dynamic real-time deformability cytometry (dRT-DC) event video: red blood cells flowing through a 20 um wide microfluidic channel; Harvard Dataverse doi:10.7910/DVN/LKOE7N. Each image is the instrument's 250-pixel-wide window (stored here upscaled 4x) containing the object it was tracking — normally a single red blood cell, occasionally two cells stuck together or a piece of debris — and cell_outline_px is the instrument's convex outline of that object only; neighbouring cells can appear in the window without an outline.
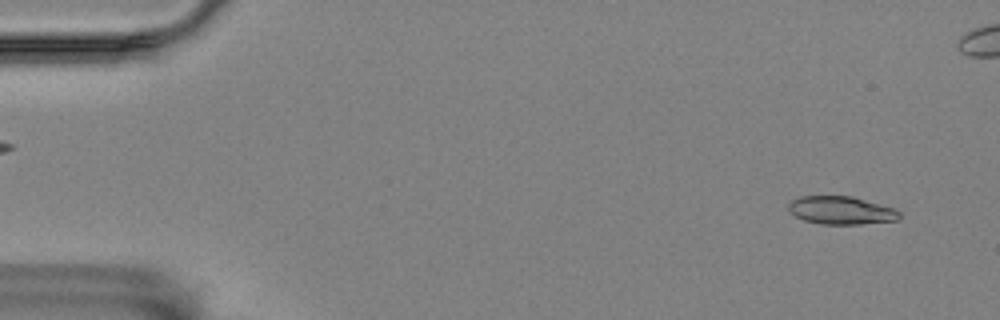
{"species": "Egyptian fruit bat (a non-hibernating species)", "species_latin": "Rousettus aegyptiacus", "temperature_condition": "room temperature", "stored_images_in_passage": 51, "camera_frame_rate_fps": 3000, "um_per_image_px": 0.085, "animal": {"sex": "female"}, "frame": {"image": 1, "passage_image": 2, "time_ms": 0.333, "image_size_px": [1000, 320], "cell_outline_px": [[900, 216], [896, 220], [860, 224], [820, 224], [804, 220], [796, 216], [788, 208], [788, 204], [792, 200], [800, 196], [852, 196], [896, 208], [900, 212]], "centroid_in_image_um": [71.51, 17.87], "position_along_channel_um": 13.5, "area_um2": 18.09}}
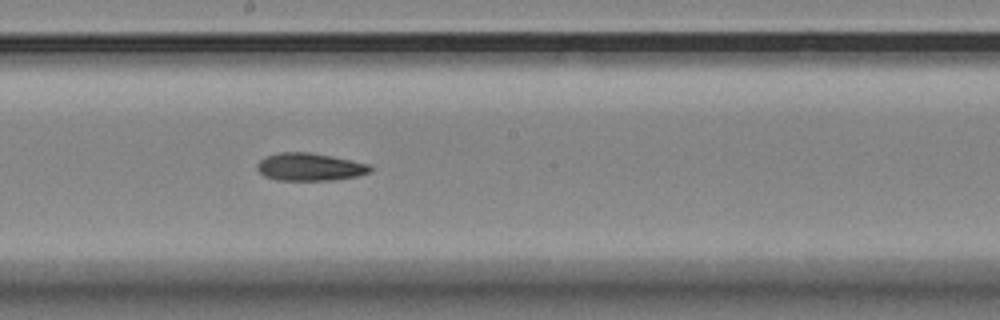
{"frame": {"image": 2, "passage_image": 29, "time_ms": 9.333, "image_size_px": [1000, 320], "cell_outline_px": [[372, 172], [356, 176], [336, 180], [276, 180], [264, 176], [256, 168], [256, 164], [264, 156], [280, 152], [308, 152], [332, 156], [372, 164]], "centroid_in_image_um": [26.34, 14.18], "position_along_channel_um": 221.9, "area_um2": 18.5}}
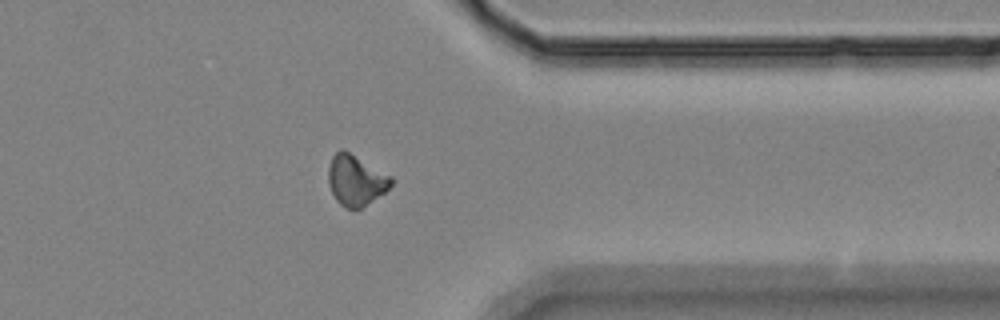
{"frame": {"image": 3, "passage_image": 43, "time_ms": 14.0, "image_size_px": [1000, 320], "cell_outline_px": [[392, 184], [384, 192], [360, 208], [348, 208], [340, 204], [336, 200], [328, 184], [328, 168], [332, 156], [340, 148], [344, 148], [392, 176]], "centroid_in_image_um": [30.22, 15.27], "position_along_channel_um": 381.2, "area_um2": 18.5}}